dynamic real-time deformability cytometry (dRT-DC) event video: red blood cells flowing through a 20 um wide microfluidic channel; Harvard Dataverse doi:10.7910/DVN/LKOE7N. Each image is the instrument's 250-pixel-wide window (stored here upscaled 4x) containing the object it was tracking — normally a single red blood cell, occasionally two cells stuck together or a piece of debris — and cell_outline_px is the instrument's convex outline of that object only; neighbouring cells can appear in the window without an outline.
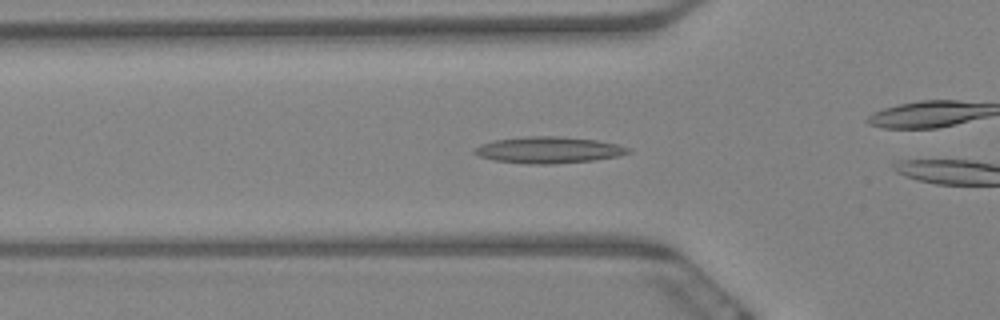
{"species": "Egyptian fruit bat (a non-hibernating species)", "species_latin": "Rousettus aegyptiacus", "temperature_condition": "warm", "stored_images_in_passage": 48, "camera_frame_rate_fps": 3000, "um_per_image_px": 0.085, "animal": {"sex": "female"}, "frame": {"image": 1, "passage_image": 16, "time_ms": 5.0, "image_size_px": [1000, 320], "cell_outline_px": [[632, 152], [616, 156], [592, 160], [552, 164], [528, 164], [492, 160], [480, 156], [472, 152], [480, 144], [492, 140], [524, 136], [560, 136], [596, 140], [616, 144], [632, 148]], "centroid_in_image_um": [46.6, 12.74], "position_along_channel_um": 79.2, "area_um2": 23.76}}
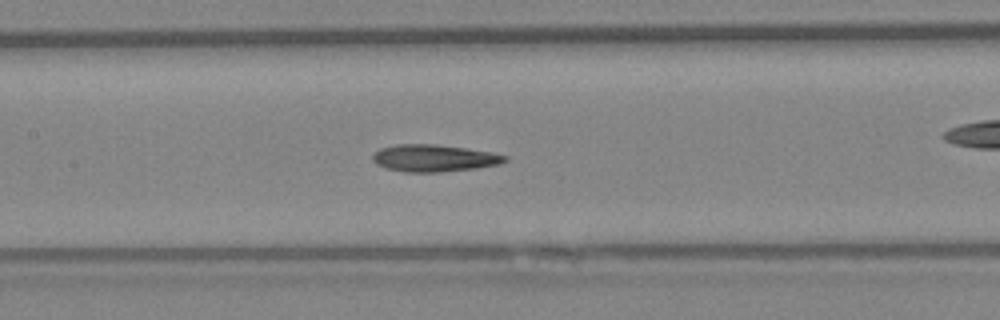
{"frame": {"image": 2, "passage_image": 24, "time_ms": 7.667, "image_size_px": [1000, 320], "cell_outline_px": [[508, 160], [500, 164], [476, 168], [440, 172], [404, 172], [384, 168], [376, 164], [372, 160], [372, 156], [380, 148], [396, 144], [436, 144], [468, 148], [492, 152], [508, 156]], "centroid_in_image_um": [36.9, 13.44], "position_along_channel_um": 170.5, "area_um2": 21.1}}
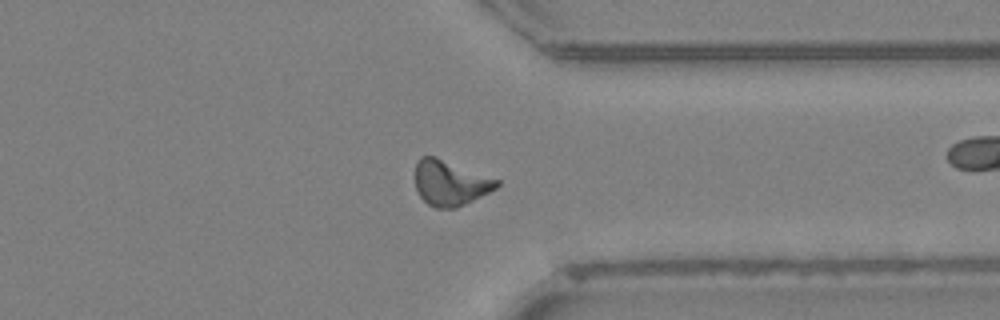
{"frame": {"image": 3, "passage_image": 42, "time_ms": 13.667, "image_size_px": [1000, 320], "cell_outline_px": [[500, 184], [496, 188], [456, 208], [436, 208], [428, 204], [420, 196], [416, 188], [416, 160], [420, 156], [436, 156], [500, 180]], "centroid_in_image_um": [38.25, 15.53], "position_along_channel_um": 373.2, "area_um2": 21.39}}